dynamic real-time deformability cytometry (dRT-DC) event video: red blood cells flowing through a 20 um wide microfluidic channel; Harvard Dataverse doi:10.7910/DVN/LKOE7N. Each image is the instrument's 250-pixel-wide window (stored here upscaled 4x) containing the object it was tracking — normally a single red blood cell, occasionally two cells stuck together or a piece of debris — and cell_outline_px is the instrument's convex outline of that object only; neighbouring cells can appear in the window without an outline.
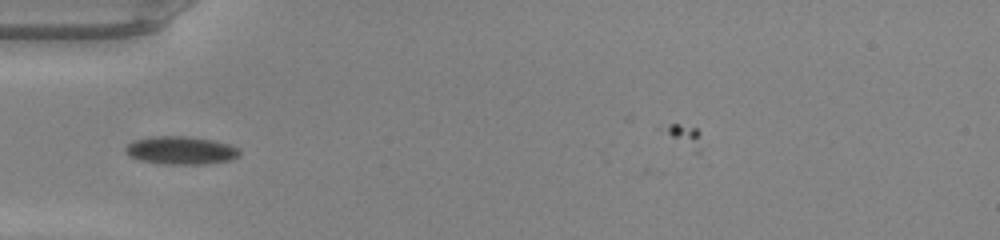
{"species": "common noctule bat (a hibernating species)", "species_latin": "Nyctalus noctula", "temperature_condition": "warm", "stored_images_in_passage": 4, "camera_frame_rate_fps": 3000, "um_per_image_px": 0.085, "animal": {"sex": "male", "body_mass_g": 20.0, "forearm_length_mm": 53.3}, "frame": {"image": 1, "passage_image": 1, "time_ms": 0.0, "image_size_px": [1000, 240], "cell_outline_px": [[240, 156], [232, 160], [208, 164], [164, 164], [140, 160], [128, 156], [124, 152], [124, 148], [128, 144], [136, 140], [152, 136], [188, 136], [212, 140], [228, 144], [240, 148]], "centroid_in_image_um": [15.39, 12.79], "position_along_channel_um": 69.6, "area_um2": 18.84}}